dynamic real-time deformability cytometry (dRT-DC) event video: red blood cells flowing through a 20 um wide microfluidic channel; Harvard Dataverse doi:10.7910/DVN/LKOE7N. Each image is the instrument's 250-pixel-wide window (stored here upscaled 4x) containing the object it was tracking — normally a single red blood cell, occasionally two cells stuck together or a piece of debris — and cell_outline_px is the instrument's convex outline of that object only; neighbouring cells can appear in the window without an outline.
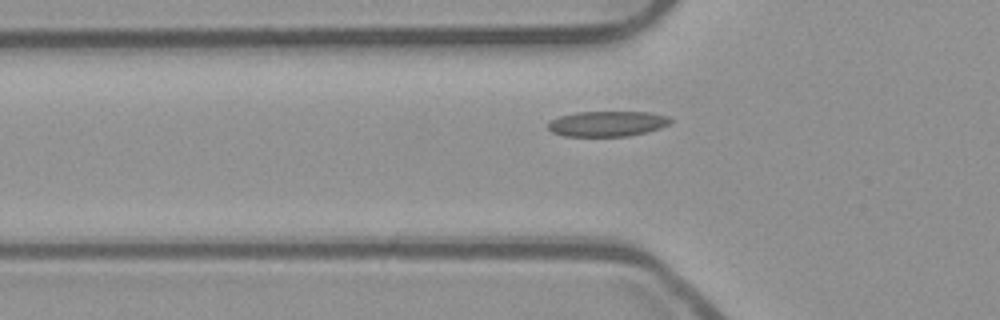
{"species": "common noctule bat (a hibernating species)", "species_latin": "Nyctalus noctula", "temperature_condition": "room temperature", "stored_images_in_passage": 43, "camera_frame_rate_fps": 3000, "um_per_image_px": 0.085, "animal": {"sex": "male", "body_mass_g": 23.1, "forearm_length_mm": 52.7}, "frame": {"image": 1, "passage_image": 14, "time_ms": 4.333, "image_size_px": [1000, 320], "cell_outline_px": [[672, 120], [668, 124], [660, 128], [648, 132], [628, 136], [564, 136], [552, 132], [548, 128], [548, 120], [560, 116], [576, 112], [652, 112], [668, 116]], "centroid_in_image_um": [51.61, 10.51], "position_along_channel_um": 74.2, "area_um2": 18.21}}
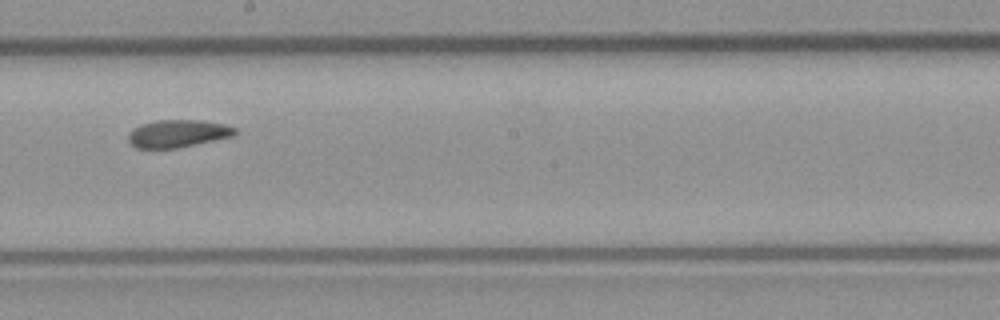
{"frame": {"image": 2, "passage_image": 26, "time_ms": 8.333, "image_size_px": [1000, 320], "cell_outline_px": [[240, 132], [232, 136], [196, 144], [176, 148], [136, 148], [128, 140], [128, 132], [132, 128], [140, 124], [156, 120], [200, 120], [224, 124], [236, 128]], "centroid_in_image_um": [15.1, 11.34], "position_along_channel_um": 233.1, "area_um2": 17.22}}
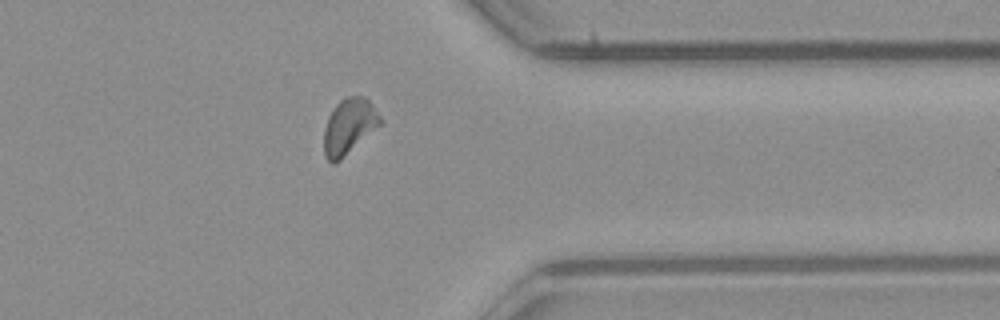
{"frame": {"image": 3, "passage_image": 38, "time_ms": 12.333, "image_size_px": [1000, 320], "cell_outline_px": [[384, 120], [380, 124], [340, 160], [332, 164], [324, 156], [324, 128], [328, 116], [336, 104], [340, 100], [348, 96], [364, 96], [372, 104]], "centroid_in_image_um": [29.65, 10.73], "position_along_channel_um": 381.7, "area_um2": 18.09}}